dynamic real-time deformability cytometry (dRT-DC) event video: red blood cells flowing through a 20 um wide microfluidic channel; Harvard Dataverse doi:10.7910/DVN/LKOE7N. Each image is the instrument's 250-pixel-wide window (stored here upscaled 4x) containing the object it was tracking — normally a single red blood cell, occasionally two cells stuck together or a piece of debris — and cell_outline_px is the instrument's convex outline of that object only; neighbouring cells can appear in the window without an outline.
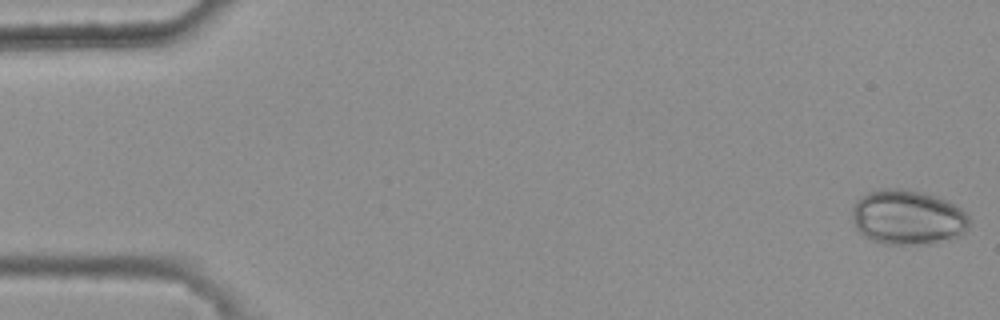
{"species": "common noctule bat (a hibernating species)", "species_latin": "Nyctalus noctula", "temperature_condition": "warm", "stored_images_in_passage": 46, "camera_frame_rate_fps": 3000, "um_per_image_px": 0.085, "animal": {"sex": "female", "body_mass_g": 25.1}, "frame": {"image": 1, "passage_image": 1, "time_ms": 0.0, "image_size_px": [1000, 320], "cell_outline_px": [[968, 228], [960, 236], [928, 244], [880, 244], [868, 240], [856, 228], [852, 220], [852, 208], [868, 192], [880, 188], [904, 188], [924, 192], [936, 196], [960, 208], [968, 216]], "centroid_in_image_um": [77.13, 18.48], "position_along_channel_um": 7.9, "area_um2": 37.51}}
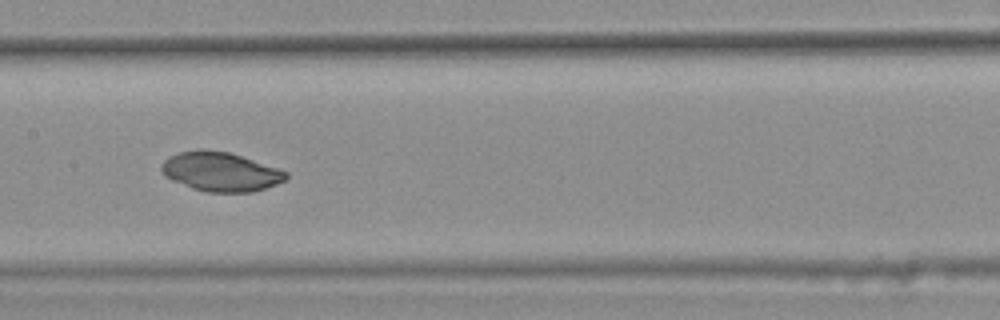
{"frame": {"image": 2, "passage_image": 27, "time_ms": 8.667, "image_size_px": [1000, 320], "cell_outline_px": [[288, 176], [284, 180], [276, 184], [252, 192], [204, 192], [192, 188], [172, 180], [164, 176], [160, 168], [164, 160], [168, 156], [180, 152], [196, 148], [204, 148], [228, 152], [288, 172]], "centroid_in_image_um": [18.68, 14.58], "position_along_channel_um": 188.7, "area_um2": 28.38}}
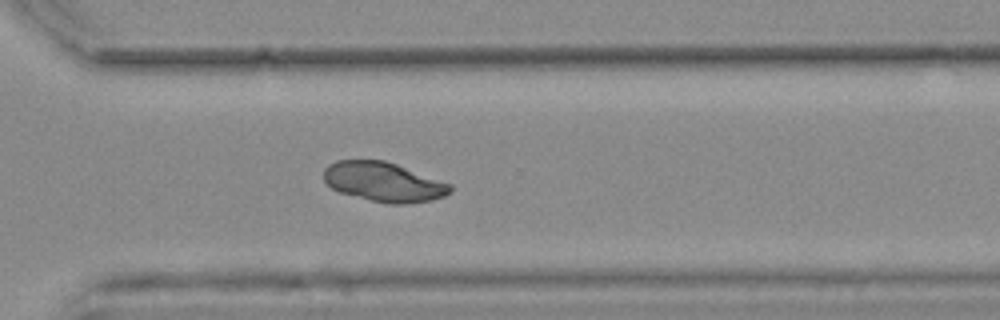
{"frame": {"image": 3, "passage_image": 39, "time_ms": 12.667, "image_size_px": [1000, 320], "cell_outline_px": [[452, 188], [444, 196], [432, 200], [408, 204], [388, 204], [340, 192], [332, 188], [324, 180], [324, 168], [328, 164], [336, 160], [384, 160], [396, 164], [452, 184]], "centroid_in_image_um": [32.61, 15.46], "position_along_channel_um": 338.0, "area_um2": 28.96}, "authors_computed_cell_mechanics": {"area_um2": 29.6225, "velocity_mm_per_s": 3.7386, "shape_relaxation_time_tau1_ms": null, "shape_relaxation_time_tau2_ms": 4.2981, "deformation_change_tau1": null, "deformation_change_tau2": 0.0342}}